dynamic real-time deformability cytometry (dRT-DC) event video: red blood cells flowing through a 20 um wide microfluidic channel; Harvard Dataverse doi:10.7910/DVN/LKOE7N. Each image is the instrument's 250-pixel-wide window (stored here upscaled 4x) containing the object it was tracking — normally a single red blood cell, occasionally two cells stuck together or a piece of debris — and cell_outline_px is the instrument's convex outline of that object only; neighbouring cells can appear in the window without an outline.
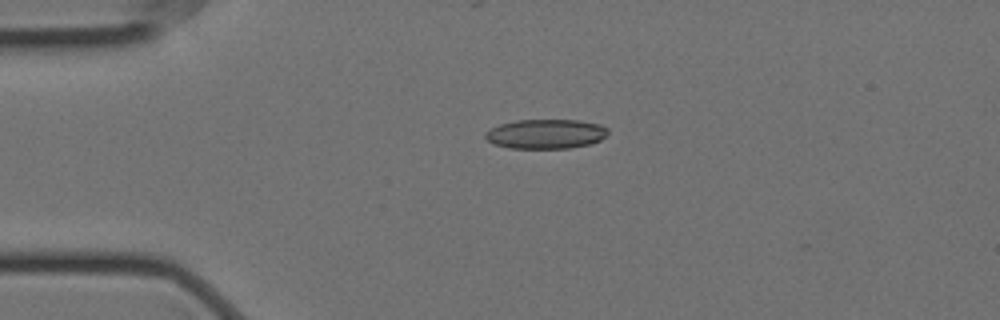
{"species": "Egyptian fruit bat (a non-hibernating species)", "species_latin": "Rousettus aegyptiacus", "temperature_condition": "cold", "stored_images_in_passage": 4, "camera_frame_rate_fps": 3000, "um_per_image_px": 0.085, "animal": {"sex": "female"}, "frame": {"image": 1, "passage_image": 3, "time_ms": 0.667, "image_size_px": [1000, 320], "cell_outline_px": [[608, 136], [600, 140], [588, 144], [568, 148], [508, 148], [492, 144], [484, 136], [484, 132], [500, 124], [516, 120], [576, 120], [600, 124], [608, 128]], "centroid_in_image_um": [46.38, 11.38], "position_along_channel_um": 38.6, "area_um2": 21.15}}